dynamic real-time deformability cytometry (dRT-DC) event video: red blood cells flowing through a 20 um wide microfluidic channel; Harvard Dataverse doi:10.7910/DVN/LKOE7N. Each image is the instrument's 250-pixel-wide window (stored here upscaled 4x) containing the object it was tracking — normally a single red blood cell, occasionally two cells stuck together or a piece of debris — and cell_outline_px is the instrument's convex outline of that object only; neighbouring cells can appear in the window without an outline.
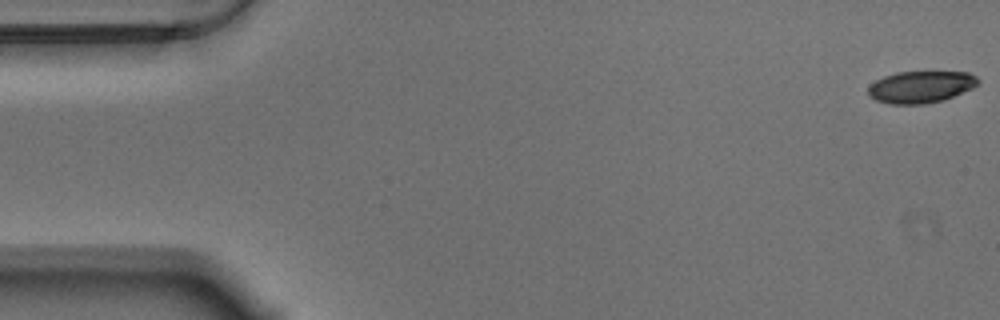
{"species": "Egyptian fruit bat (a non-hibernating species)", "species_latin": "Rousettus aegyptiacus", "temperature_condition": "warm", "stored_images_in_passage": 57, "camera_frame_rate_fps": 3000, "um_per_image_px": 0.085, "animal": {"sex": "male"}, "frame": {"image": 1, "passage_image": 1, "time_ms": 0.0, "image_size_px": [1000, 320], "cell_outline_px": [[980, 84], [972, 88], [944, 100], [924, 104], [888, 104], [876, 100], [868, 96], [868, 88], [876, 80], [884, 76], [896, 72], [968, 72], [976, 76], [980, 80]], "centroid_in_image_um": [78.28, 7.39], "position_along_channel_um": 6.7, "area_um2": 20.52}}
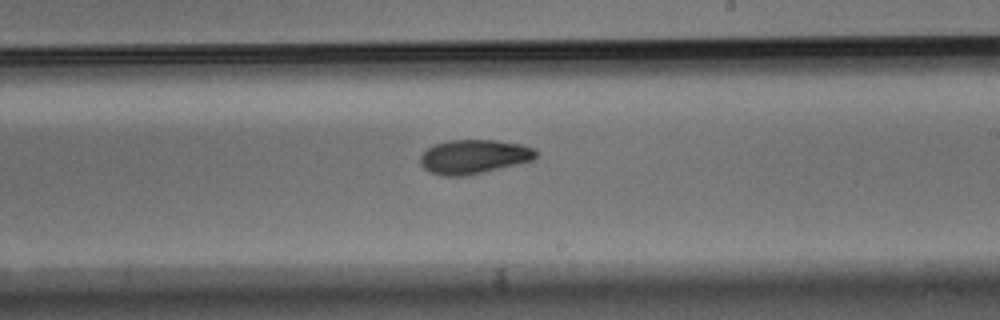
{"frame": {"image": 2, "passage_image": 33, "time_ms": 10.667, "image_size_px": [1000, 320], "cell_outline_px": [[536, 156], [532, 160], [484, 172], [464, 176], [440, 176], [428, 172], [420, 164], [420, 156], [428, 148], [436, 144], [448, 140], [496, 140], [524, 144], [536, 148]], "centroid_in_image_um": [40.27, 13.32], "position_along_channel_um": 248.7, "area_um2": 23.12}}
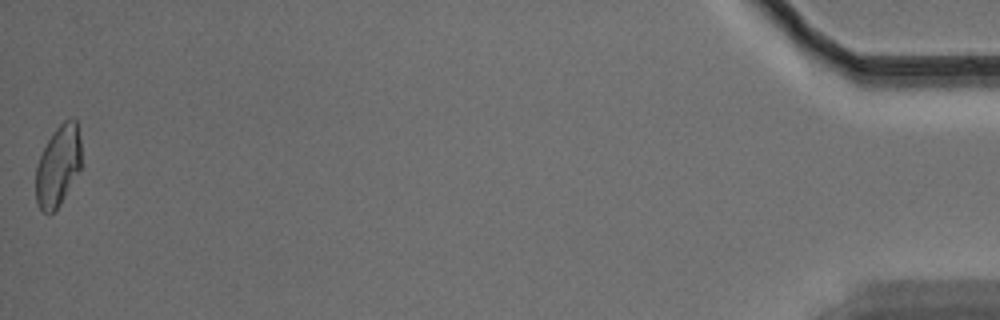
{"frame": {"image": 3, "passage_image": 57, "time_ms": 18.667, "image_size_px": [1000, 320], "cell_outline_px": [[80, 168], [60, 204], [48, 216], [36, 204], [36, 164], [48, 140], [56, 128], [68, 116], [72, 116], [76, 120], [80, 140]], "centroid_in_image_um": [4.92, 14.08], "position_along_channel_um": 430.3, "area_um2": 21.27}, "authors_computed_cell_mechanics": {"area_um2": 22.4264, "velocity_mm_per_s": 3.5228, "shape_relaxation_time_tau1_ms": 6.6693, "shape_relaxation_time_tau2_ms": 7.4986, "deformation_change_tau1": 0.1648, "deformation_change_tau2": 0.1291}}